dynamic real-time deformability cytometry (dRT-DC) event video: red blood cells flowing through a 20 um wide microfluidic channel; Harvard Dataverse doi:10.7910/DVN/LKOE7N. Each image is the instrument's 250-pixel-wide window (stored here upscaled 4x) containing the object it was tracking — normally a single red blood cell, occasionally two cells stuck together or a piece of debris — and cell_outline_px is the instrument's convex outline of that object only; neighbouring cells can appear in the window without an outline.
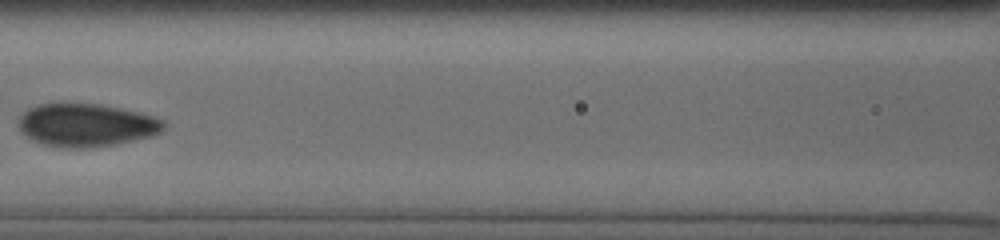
{"species": "human", "species_latin": "Homo sapiens", "temperature_condition": "cold", "stored_images_in_passage": 6, "camera_frame_rate_fps": 3000, "um_per_image_px": 0.085, "donor": {"sex": "male"}, "frame": {"image": 1, "passage_image": 5, "time_ms": 4.667, "image_size_px": [1000, 240], "cell_outline_px": [[164, 128], [160, 132], [152, 136], [116, 144], [96, 148], [64, 148], [40, 144], [24, 136], [20, 132], [16, 124], [20, 116], [28, 108], [40, 104], [60, 100], [100, 104], [140, 112], [164, 120]], "centroid_in_image_um": [7.25, 10.61], "position_along_channel_um": 159.3, "area_um2": 37.63}}
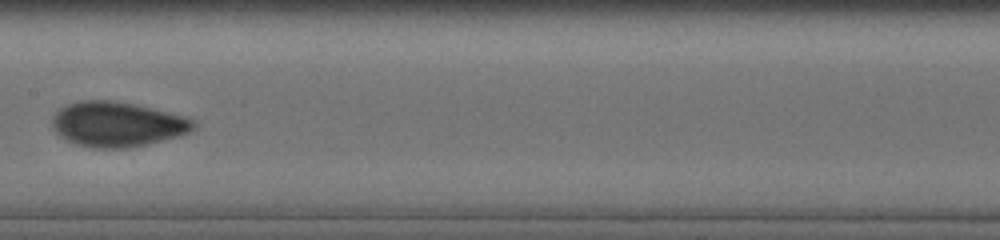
{"frame": {"image": 2, "passage_image": 6, "time_ms": 5.667, "image_size_px": [1000, 240], "cell_outline_px": [[196, 124], [188, 132], [180, 136], [148, 144], [128, 148], [92, 148], [76, 144], [64, 140], [56, 132], [52, 124], [52, 116], [60, 108], [68, 104], [84, 100], [108, 100], [132, 104], [184, 116], [196, 120]], "centroid_in_image_um": [9.94, 10.58], "position_along_channel_um": 197.5, "area_um2": 36.88}}